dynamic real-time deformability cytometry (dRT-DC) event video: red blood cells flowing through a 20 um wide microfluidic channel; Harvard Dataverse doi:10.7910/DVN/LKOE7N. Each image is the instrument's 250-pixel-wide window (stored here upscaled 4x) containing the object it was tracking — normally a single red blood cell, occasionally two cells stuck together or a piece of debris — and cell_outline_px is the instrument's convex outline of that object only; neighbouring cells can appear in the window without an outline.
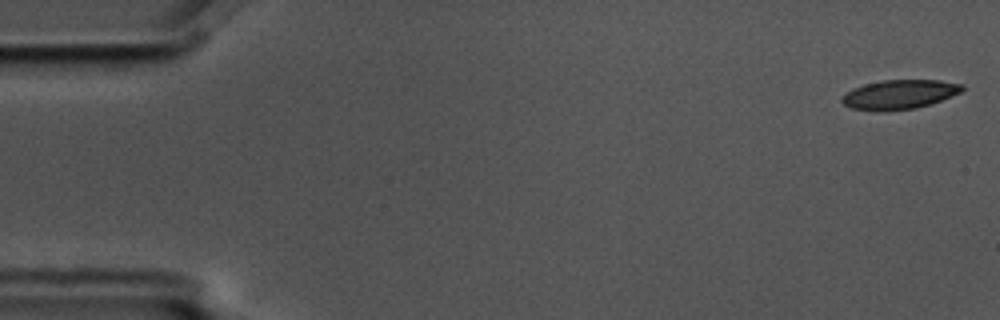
{"species": "common noctule bat (a hibernating species)", "species_latin": "Nyctalus noctula", "temperature_condition": "cold", "stored_images_in_passage": 5, "camera_frame_rate_fps": 3000, "um_per_image_px": 0.085, "animal": {"sex": "male", "body_mass_g": 17.5, "forearm_length_mm": 52.3}, "frame": {"image": 1, "passage_image": 1, "time_ms": 0.0, "image_size_px": [1000, 320], "cell_outline_px": [[964, 88], [960, 92], [940, 100], [916, 108], [884, 112], [880, 112], [852, 108], [844, 104], [840, 100], [840, 96], [852, 88], [864, 84], [880, 80], [940, 80], [964, 84]], "centroid_in_image_um": [76.39, 8.03], "position_along_channel_um": 8.6, "area_um2": 20.69}}
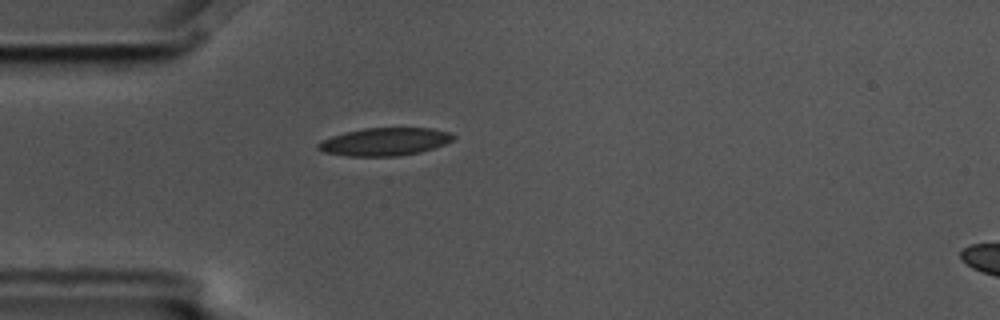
{"frame": {"image": 2, "passage_image": 5, "time_ms": 1.333, "image_size_px": [1000, 320], "cell_outline_px": [[456, 136], [452, 140], [444, 144], [420, 152], [396, 156], [348, 156], [324, 152], [316, 148], [316, 144], [320, 140], [344, 132], [364, 128], [432, 128], [448, 132]], "centroid_in_image_um": [32.65, 12.04], "position_along_channel_um": 52.3, "area_um2": 21.91}}